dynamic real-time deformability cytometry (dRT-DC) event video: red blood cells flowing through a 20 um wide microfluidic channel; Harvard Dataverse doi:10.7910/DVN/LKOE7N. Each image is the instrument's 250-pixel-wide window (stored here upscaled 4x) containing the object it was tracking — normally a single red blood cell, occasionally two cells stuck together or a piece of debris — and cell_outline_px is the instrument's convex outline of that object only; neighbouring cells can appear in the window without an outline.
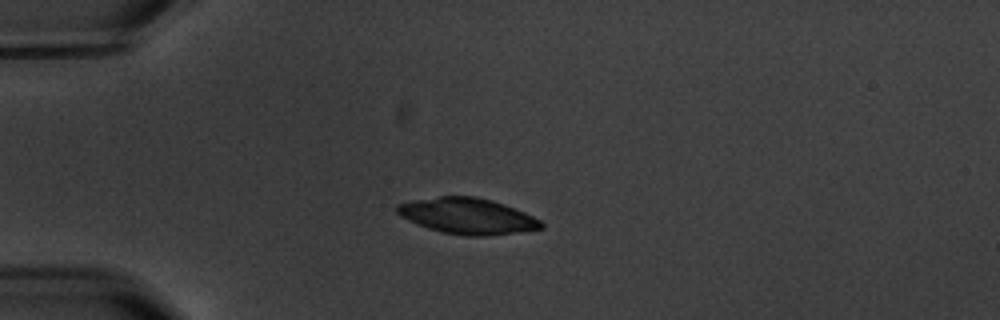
{"species": "common noctule bat (a hibernating species)", "species_latin": "Nyctalus noctula", "temperature_condition": "warm", "stored_images_in_passage": 14, "camera_frame_rate_fps": 3000, "um_per_image_px": 0.085, "animal": {"sex": "male", "body_mass_g": 20.1, "forearm_length_mm": 53.5}, "frame": {"image": 1, "passage_image": 3, "time_ms": 3.0, "image_size_px": [1000, 320], "cell_outline_px": [[544, 228], [484, 236], [464, 236], [444, 232], [428, 228], [416, 224], [400, 216], [396, 212], [396, 204], [416, 200], [440, 196], [476, 196], [492, 200], [504, 204], [524, 212], [540, 220], [544, 224]], "centroid_in_image_um": [39.71, 18.36], "position_along_channel_um": 45.3, "area_um2": 29.94}}
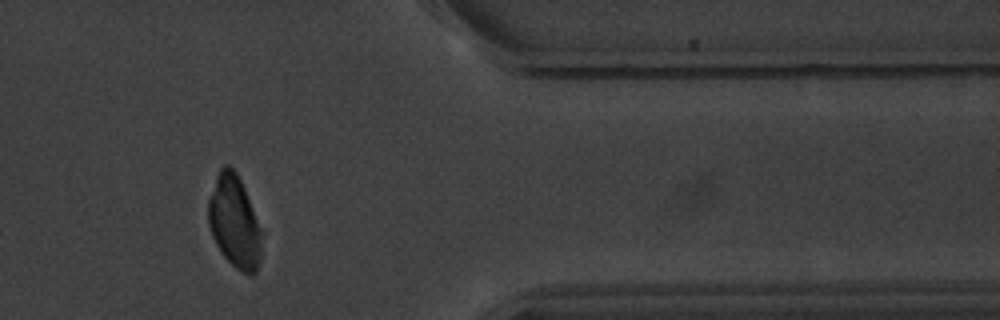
{"frame": {"image": 2, "passage_image": 12, "time_ms": 14.0, "image_size_px": [1000, 320], "cell_outline_px": [[264, 232], [260, 260], [256, 272], [252, 276], [236, 268], [224, 256], [216, 244], [212, 236], [208, 224], [208, 200], [216, 176], [220, 168], [224, 164], [228, 164], [236, 172], [244, 188]], "centroid_in_image_um": [19.95, 18.86], "position_along_channel_um": 391.4, "area_um2": 29.07}}
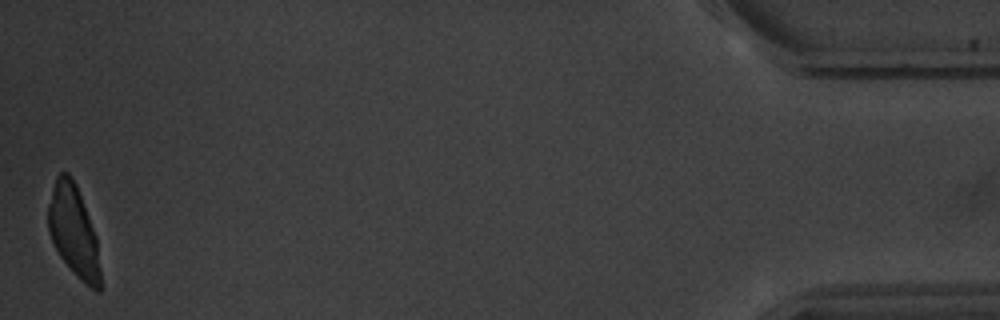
{"frame": {"image": 3, "passage_image": 14, "time_ms": 17.0, "image_size_px": [1000, 320], "cell_outline_px": [[100, 292], [96, 292], [80, 280], [76, 276], [60, 256], [48, 232], [48, 208], [52, 188], [56, 176], [60, 172], [68, 172], [76, 184], [96, 236], [100, 272]], "centroid_in_image_um": [6.25, 19.65], "position_along_channel_um": 429.0, "area_um2": 27.51}}